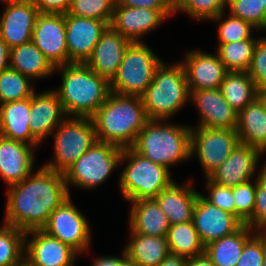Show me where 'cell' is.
Returning <instances> with one entry per match:
<instances>
[{"instance_id": "6da1fadb", "label": "cell", "mask_w": 266, "mask_h": 266, "mask_svg": "<svg viewBox=\"0 0 266 266\" xmlns=\"http://www.w3.org/2000/svg\"><path fill=\"white\" fill-rule=\"evenodd\" d=\"M6 191L2 223L24 232L41 230L52 212L70 197L64 173L42 165Z\"/></svg>"}, {"instance_id": "7a4b0ae2", "label": "cell", "mask_w": 266, "mask_h": 266, "mask_svg": "<svg viewBox=\"0 0 266 266\" xmlns=\"http://www.w3.org/2000/svg\"><path fill=\"white\" fill-rule=\"evenodd\" d=\"M98 141L119 148H131L144 125L149 121L139 96L110 92L106 101L90 117Z\"/></svg>"}, {"instance_id": "3957f363", "label": "cell", "mask_w": 266, "mask_h": 266, "mask_svg": "<svg viewBox=\"0 0 266 266\" xmlns=\"http://www.w3.org/2000/svg\"><path fill=\"white\" fill-rule=\"evenodd\" d=\"M60 73L58 94L67 117H91L110 94V82L85 63L72 62L55 68Z\"/></svg>"}, {"instance_id": "277c9868", "label": "cell", "mask_w": 266, "mask_h": 266, "mask_svg": "<svg viewBox=\"0 0 266 266\" xmlns=\"http://www.w3.org/2000/svg\"><path fill=\"white\" fill-rule=\"evenodd\" d=\"M191 126L168 120H149L138 134L134 151L154 163L171 169L191 160Z\"/></svg>"}, {"instance_id": "5b68a950", "label": "cell", "mask_w": 266, "mask_h": 266, "mask_svg": "<svg viewBox=\"0 0 266 266\" xmlns=\"http://www.w3.org/2000/svg\"><path fill=\"white\" fill-rule=\"evenodd\" d=\"M149 120H170L190 102L184 66L179 61L157 67L152 83L141 96Z\"/></svg>"}, {"instance_id": "8992f818", "label": "cell", "mask_w": 266, "mask_h": 266, "mask_svg": "<svg viewBox=\"0 0 266 266\" xmlns=\"http://www.w3.org/2000/svg\"><path fill=\"white\" fill-rule=\"evenodd\" d=\"M121 164L126 165L118 178L119 191L127 202L154 199L175 182L170 169L144 158L132 148L123 149Z\"/></svg>"}, {"instance_id": "52a82bcc", "label": "cell", "mask_w": 266, "mask_h": 266, "mask_svg": "<svg viewBox=\"0 0 266 266\" xmlns=\"http://www.w3.org/2000/svg\"><path fill=\"white\" fill-rule=\"evenodd\" d=\"M122 152V148L113 144L96 141L64 172L69 195L71 196L70 187L86 191L106 183L120 166Z\"/></svg>"}, {"instance_id": "ba28073f", "label": "cell", "mask_w": 266, "mask_h": 266, "mask_svg": "<svg viewBox=\"0 0 266 266\" xmlns=\"http://www.w3.org/2000/svg\"><path fill=\"white\" fill-rule=\"evenodd\" d=\"M162 59L143 41L131 42L126 48L110 91L120 95L141 97L152 83Z\"/></svg>"}, {"instance_id": "9c48e42d", "label": "cell", "mask_w": 266, "mask_h": 266, "mask_svg": "<svg viewBox=\"0 0 266 266\" xmlns=\"http://www.w3.org/2000/svg\"><path fill=\"white\" fill-rule=\"evenodd\" d=\"M53 158L42 166L64 173L97 140L90 117H67L52 133Z\"/></svg>"}, {"instance_id": "30bf717a", "label": "cell", "mask_w": 266, "mask_h": 266, "mask_svg": "<svg viewBox=\"0 0 266 266\" xmlns=\"http://www.w3.org/2000/svg\"><path fill=\"white\" fill-rule=\"evenodd\" d=\"M240 143L236 129L191 126L190 156L197 158L207 177Z\"/></svg>"}, {"instance_id": "8fae6325", "label": "cell", "mask_w": 266, "mask_h": 266, "mask_svg": "<svg viewBox=\"0 0 266 266\" xmlns=\"http://www.w3.org/2000/svg\"><path fill=\"white\" fill-rule=\"evenodd\" d=\"M72 201L70 196L57 207L41 230L69 245L81 255L90 250L92 227L87 217Z\"/></svg>"}, {"instance_id": "7c38bea8", "label": "cell", "mask_w": 266, "mask_h": 266, "mask_svg": "<svg viewBox=\"0 0 266 266\" xmlns=\"http://www.w3.org/2000/svg\"><path fill=\"white\" fill-rule=\"evenodd\" d=\"M0 37L9 48L32 41L33 30L40 14L33 0H0Z\"/></svg>"}, {"instance_id": "4fadbf2b", "label": "cell", "mask_w": 266, "mask_h": 266, "mask_svg": "<svg viewBox=\"0 0 266 266\" xmlns=\"http://www.w3.org/2000/svg\"><path fill=\"white\" fill-rule=\"evenodd\" d=\"M173 16L172 9H150L115 5L110 26L131 42H143L145 35Z\"/></svg>"}, {"instance_id": "5bb4252c", "label": "cell", "mask_w": 266, "mask_h": 266, "mask_svg": "<svg viewBox=\"0 0 266 266\" xmlns=\"http://www.w3.org/2000/svg\"><path fill=\"white\" fill-rule=\"evenodd\" d=\"M79 255L72 247L43 230L25 232L24 259L31 266H76Z\"/></svg>"}, {"instance_id": "9a60e30c", "label": "cell", "mask_w": 266, "mask_h": 266, "mask_svg": "<svg viewBox=\"0 0 266 266\" xmlns=\"http://www.w3.org/2000/svg\"><path fill=\"white\" fill-rule=\"evenodd\" d=\"M32 42L54 68L68 64L65 14L40 13L33 30Z\"/></svg>"}, {"instance_id": "2e32d148", "label": "cell", "mask_w": 266, "mask_h": 266, "mask_svg": "<svg viewBox=\"0 0 266 266\" xmlns=\"http://www.w3.org/2000/svg\"><path fill=\"white\" fill-rule=\"evenodd\" d=\"M109 25L106 21L66 13V46L69 63H85Z\"/></svg>"}, {"instance_id": "e0dca14e", "label": "cell", "mask_w": 266, "mask_h": 266, "mask_svg": "<svg viewBox=\"0 0 266 266\" xmlns=\"http://www.w3.org/2000/svg\"><path fill=\"white\" fill-rule=\"evenodd\" d=\"M263 154L256 148L239 143L230 156L207 178L211 182L233 188L256 178Z\"/></svg>"}, {"instance_id": "ac0fdd59", "label": "cell", "mask_w": 266, "mask_h": 266, "mask_svg": "<svg viewBox=\"0 0 266 266\" xmlns=\"http://www.w3.org/2000/svg\"><path fill=\"white\" fill-rule=\"evenodd\" d=\"M192 221L204 246L236 232L243 225L234 214L207 202L200 192Z\"/></svg>"}, {"instance_id": "d6986e66", "label": "cell", "mask_w": 266, "mask_h": 266, "mask_svg": "<svg viewBox=\"0 0 266 266\" xmlns=\"http://www.w3.org/2000/svg\"><path fill=\"white\" fill-rule=\"evenodd\" d=\"M189 103H194L199 112L195 127L236 129L238 113L225 100L220 88L190 90Z\"/></svg>"}, {"instance_id": "ffe728a7", "label": "cell", "mask_w": 266, "mask_h": 266, "mask_svg": "<svg viewBox=\"0 0 266 266\" xmlns=\"http://www.w3.org/2000/svg\"><path fill=\"white\" fill-rule=\"evenodd\" d=\"M183 61L189 90L216 89L221 87L228 72L218 54L201 50H185Z\"/></svg>"}, {"instance_id": "44dd1931", "label": "cell", "mask_w": 266, "mask_h": 266, "mask_svg": "<svg viewBox=\"0 0 266 266\" xmlns=\"http://www.w3.org/2000/svg\"><path fill=\"white\" fill-rule=\"evenodd\" d=\"M37 92L31 96L29 127L32 136L42 144L67 116L54 89Z\"/></svg>"}, {"instance_id": "7402d4cb", "label": "cell", "mask_w": 266, "mask_h": 266, "mask_svg": "<svg viewBox=\"0 0 266 266\" xmlns=\"http://www.w3.org/2000/svg\"><path fill=\"white\" fill-rule=\"evenodd\" d=\"M37 148L0 135V178L6 188L20 183L34 171Z\"/></svg>"}, {"instance_id": "603a6c76", "label": "cell", "mask_w": 266, "mask_h": 266, "mask_svg": "<svg viewBox=\"0 0 266 266\" xmlns=\"http://www.w3.org/2000/svg\"><path fill=\"white\" fill-rule=\"evenodd\" d=\"M131 41L110 25L104 31L85 64L109 82L116 76L126 48Z\"/></svg>"}, {"instance_id": "cb8c5ba5", "label": "cell", "mask_w": 266, "mask_h": 266, "mask_svg": "<svg viewBox=\"0 0 266 266\" xmlns=\"http://www.w3.org/2000/svg\"><path fill=\"white\" fill-rule=\"evenodd\" d=\"M193 182V178L182 182V185L175 181L154 198L170 225L192 221L193 209L199 194L192 186Z\"/></svg>"}, {"instance_id": "d4e9b609", "label": "cell", "mask_w": 266, "mask_h": 266, "mask_svg": "<svg viewBox=\"0 0 266 266\" xmlns=\"http://www.w3.org/2000/svg\"><path fill=\"white\" fill-rule=\"evenodd\" d=\"M30 107L31 97L0 104V135L38 149L41 144L32 136L29 127Z\"/></svg>"}, {"instance_id": "484cf974", "label": "cell", "mask_w": 266, "mask_h": 266, "mask_svg": "<svg viewBox=\"0 0 266 266\" xmlns=\"http://www.w3.org/2000/svg\"><path fill=\"white\" fill-rule=\"evenodd\" d=\"M130 233L166 237L170 223L155 199H141L129 202Z\"/></svg>"}, {"instance_id": "4316f807", "label": "cell", "mask_w": 266, "mask_h": 266, "mask_svg": "<svg viewBox=\"0 0 266 266\" xmlns=\"http://www.w3.org/2000/svg\"><path fill=\"white\" fill-rule=\"evenodd\" d=\"M236 132L241 144L266 154V110L258 98L238 113Z\"/></svg>"}, {"instance_id": "83f0119b", "label": "cell", "mask_w": 266, "mask_h": 266, "mask_svg": "<svg viewBox=\"0 0 266 266\" xmlns=\"http://www.w3.org/2000/svg\"><path fill=\"white\" fill-rule=\"evenodd\" d=\"M123 248L126 257L139 266H158L170 253L166 237L130 233Z\"/></svg>"}, {"instance_id": "f1b7e54d", "label": "cell", "mask_w": 266, "mask_h": 266, "mask_svg": "<svg viewBox=\"0 0 266 266\" xmlns=\"http://www.w3.org/2000/svg\"><path fill=\"white\" fill-rule=\"evenodd\" d=\"M10 68L32 81L55 74V68L32 41L10 49Z\"/></svg>"}, {"instance_id": "f546056e", "label": "cell", "mask_w": 266, "mask_h": 266, "mask_svg": "<svg viewBox=\"0 0 266 266\" xmlns=\"http://www.w3.org/2000/svg\"><path fill=\"white\" fill-rule=\"evenodd\" d=\"M255 232L243 224L236 232L205 246V253L215 266H236L247 240Z\"/></svg>"}, {"instance_id": "4dcf8cb0", "label": "cell", "mask_w": 266, "mask_h": 266, "mask_svg": "<svg viewBox=\"0 0 266 266\" xmlns=\"http://www.w3.org/2000/svg\"><path fill=\"white\" fill-rule=\"evenodd\" d=\"M220 89L225 100L237 113L257 98L258 89L247 72L228 71Z\"/></svg>"}, {"instance_id": "1f68e13d", "label": "cell", "mask_w": 266, "mask_h": 266, "mask_svg": "<svg viewBox=\"0 0 266 266\" xmlns=\"http://www.w3.org/2000/svg\"><path fill=\"white\" fill-rule=\"evenodd\" d=\"M166 239L170 253L185 258L205 253V246L194 227L193 221L170 225Z\"/></svg>"}, {"instance_id": "d6a6232c", "label": "cell", "mask_w": 266, "mask_h": 266, "mask_svg": "<svg viewBox=\"0 0 266 266\" xmlns=\"http://www.w3.org/2000/svg\"><path fill=\"white\" fill-rule=\"evenodd\" d=\"M258 39H246L216 46V53L227 71L247 72Z\"/></svg>"}, {"instance_id": "836d02e7", "label": "cell", "mask_w": 266, "mask_h": 266, "mask_svg": "<svg viewBox=\"0 0 266 266\" xmlns=\"http://www.w3.org/2000/svg\"><path fill=\"white\" fill-rule=\"evenodd\" d=\"M227 11H222L215 18L211 19L212 22H218L217 28V45L227 44L231 42H238L246 39H259L253 36L254 31H259L250 22L242 20L238 17L232 16Z\"/></svg>"}, {"instance_id": "e575fe53", "label": "cell", "mask_w": 266, "mask_h": 266, "mask_svg": "<svg viewBox=\"0 0 266 266\" xmlns=\"http://www.w3.org/2000/svg\"><path fill=\"white\" fill-rule=\"evenodd\" d=\"M25 232L4 224L0 227V266H17L24 260Z\"/></svg>"}, {"instance_id": "d590c367", "label": "cell", "mask_w": 266, "mask_h": 266, "mask_svg": "<svg viewBox=\"0 0 266 266\" xmlns=\"http://www.w3.org/2000/svg\"><path fill=\"white\" fill-rule=\"evenodd\" d=\"M33 82L9 67L0 74V104L31 97L36 91Z\"/></svg>"}, {"instance_id": "8d00e7d4", "label": "cell", "mask_w": 266, "mask_h": 266, "mask_svg": "<svg viewBox=\"0 0 266 266\" xmlns=\"http://www.w3.org/2000/svg\"><path fill=\"white\" fill-rule=\"evenodd\" d=\"M227 0H178L173 6V15L185 13L194 21H209L227 10Z\"/></svg>"}, {"instance_id": "74e56055", "label": "cell", "mask_w": 266, "mask_h": 266, "mask_svg": "<svg viewBox=\"0 0 266 266\" xmlns=\"http://www.w3.org/2000/svg\"><path fill=\"white\" fill-rule=\"evenodd\" d=\"M264 0H227L226 9L234 17L250 22L260 32H266Z\"/></svg>"}, {"instance_id": "f35d334b", "label": "cell", "mask_w": 266, "mask_h": 266, "mask_svg": "<svg viewBox=\"0 0 266 266\" xmlns=\"http://www.w3.org/2000/svg\"><path fill=\"white\" fill-rule=\"evenodd\" d=\"M115 0H73L69 14L111 23Z\"/></svg>"}, {"instance_id": "ab89813d", "label": "cell", "mask_w": 266, "mask_h": 266, "mask_svg": "<svg viewBox=\"0 0 266 266\" xmlns=\"http://www.w3.org/2000/svg\"><path fill=\"white\" fill-rule=\"evenodd\" d=\"M253 180L232 188L235 216L243 224H246L253 217L256 185L258 184L256 178Z\"/></svg>"}, {"instance_id": "60d3db41", "label": "cell", "mask_w": 266, "mask_h": 266, "mask_svg": "<svg viewBox=\"0 0 266 266\" xmlns=\"http://www.w3.org/2000/svg\"><path fill=\"white\" fill-rule=\"evenodd\" d=\"M253 217L246 223L254 231L266 232V162L259 167Z\"/></svg>"}, {"instance_id": "b9f144b4", "label": "cell", "mask_w": 266, "mask_h": 266, "mask_svg": "<svg viewBox=\"0 0 266 266\" xmlns=\"http://www.w3.org/2000/svg\"><path fill=\"white\" fill-rule=\"evenodd\" d=\"M266 250V232L256 231L246 242L236 266H262Z\"/></svg>"}, {"instance_id": "7bdbcfd3", "label": "cell", "mask_w": 266, "mask_h": 266, "mask_svg": "<svg viewBox=\"0 0 266 266\" xmlns=\"http://www.w3.org/2000/svg\"><path fill=\"white\" fill-rule=\"evenodd\" d=\"M205 179V191H208L207 196L202 194V197L210 204L235 215V204L232 193V188L211 182L207 177Z\"/></svg>"}, {"instance_id": "ee69618b", "label": "cell", "mask_w": 266, "mask_h": 266, "mask_svg": "<svg viewBox=\"0 0 266 266\" xmlns=\"http://www.w3.org/2000/svg\"><path fill=\"white\" fill-rule=\"evenodd\" d=\"M247 73L257 89L266 87V34L259 36Z\"/></svg>"}, {"instance_id": "f6af8a7d", "label": "cell", "mask_w": 266, "mask_h": 266, "mask_svg": "<svg viewBox=\"0 0 266 266\" xmlns=\"http://www.w3.org/2000/svg\"><path fill=\"white\" fill-rule=\"evenodd\" d=\"M40 13L66 14L73 0H33Z\"/></svg>"}, {"instance_id": "bcb514c9", "label": "cell", "mask_w": 266, "mask_h": 266, "mask_svg": "<svg viewBox=\"0 0 266 266\" xmlns=\"http://www.w3.org/2000/svg\"><path fill=\"white\" fill-rule=\"evenodd\" d=\"M115 5L150 9H172L166 0H115Z\"/></svg>"}, {"instance_id": "7dc6e473", "label": "cell", "mask_w": 266, "mask_h": 266, "mask_svg": "<svg viewBox=\"0 0 266 266\" xmlns=\"http://www.w3.org/2000/svg\"><path fill=\"white\" fill-rule=\"evenodd\" d=\"M10 67V48L0 37V74Z\"/></svg>"}, {"instance_id": "c3c4849f", "label": "cell", "mask_w": 266, "mask_h": 266, "mask_svg": "<svg viewBox=\"0 0 266 266\" xmlns=\"http://www.w3.org/2000/svg\"><path fill=\"white\" fill-rule=\"evenodd\" d=\"M158 266H187V258L169 253Z\"/></svg>"}, {"instance_id": "681fc988", "label": "cell", "mask_w": 266, "mask_h": 266, "mask_svg": "<svg viewBox=\"0 0 266 266\" xmlns=\"http://www.w3.org/2000/svg\"><path fill=\"white\" fill-rule=\"evenodd\" d=\"M187 266H215L206 253L187 258Z\"/></svg>"}, {"instance_id": "f907efd6", "label": "cell", "mask_w": 266, "mask_h": 266, "mask_svg": "<svg viewBox=\"0 0 266 266\" xmlns=\"http://www.w3.org/2000/svg\"><path fill=\"white\" fill-rule=\"evenodd\" d=\"M121 253V256H113V266H139L126 257L124 250Z\"/></svg>"}, {"instance_id": "816d5d0a", "label": "cell", "mask_w": 266, "mask_h": 266, "mask_svg": "<svg viewBox=\"0 0 266 266\" xmlns=\"http://www.w3.org/2000/svg\"><path fill=\"white\" fill-rule=\"evenodd\" d=\"M90 266H113V256H98Z\"/></svg>"}, {"instance_id": "f5cc1de1", "label": "cell", "mask_w": 266, "mask_h": 266, "mask_svg": "<svg viewBox=\"0 0 266 266\" xmlns=\"http://www.w3.org/2000/svg\"><path fill=\"white\" fill-rule=\"evenodd\" d=\"M257 98L259 99L264 109L266 110V87L257 90Z\"/></svg>"}, {"instance_id": "db71d44e", "label": "cell", "mask_w": 266, "mask_h": 266, "mask_svg": "<svg viewBox=\"0 0 266 266\" xmlns=\"http://www.w3.org/2000/svg\"><path fill=\"white\" fill-rule=\"evenodd\" d=\"M17 266H31L25 259Z\"/></svg>"}, {"instance_id": "11a10c76", "label": "cell", "mask_w": 266, "mask_h": 266, "mask_svg": "<svg viewBox=\"0 0 266 266\" xmlns=\"http://www.w3.org/2000/svg\"><path fill=\"white\" fill-rule=\"evenodd\" d=\"M171 6H173L178 0H166Z\"/></svg>"}, {"instance_id": "9f6ffc18", "label": "cell", "mask_w": 266, "mask_h": 266, "mask_svg": "<svg viewBox=\"0 0 266 266\" xmlns=\"http://www.w3.org/2000/svg\"><path fill=\"white\" fill-rule=\"evenodd\" d=\"M262 266H266V250H265L264 260H263V264H262Z\"/></svg>"}, {"instance_id": "6f0895ef", "label": "cell", "mask_w": 266, "mask_h": 266, "mask_svg": "<svg viewBox=\"0 0 266 266\" xmlns=\"http://www.w3.org/2000/svg\"><path fill=\"white\" fill-rule=\"evenodd\" d=\"M263 6H264V9H265V15H266V0H264Z\"/></svg>"}]
</instances>
